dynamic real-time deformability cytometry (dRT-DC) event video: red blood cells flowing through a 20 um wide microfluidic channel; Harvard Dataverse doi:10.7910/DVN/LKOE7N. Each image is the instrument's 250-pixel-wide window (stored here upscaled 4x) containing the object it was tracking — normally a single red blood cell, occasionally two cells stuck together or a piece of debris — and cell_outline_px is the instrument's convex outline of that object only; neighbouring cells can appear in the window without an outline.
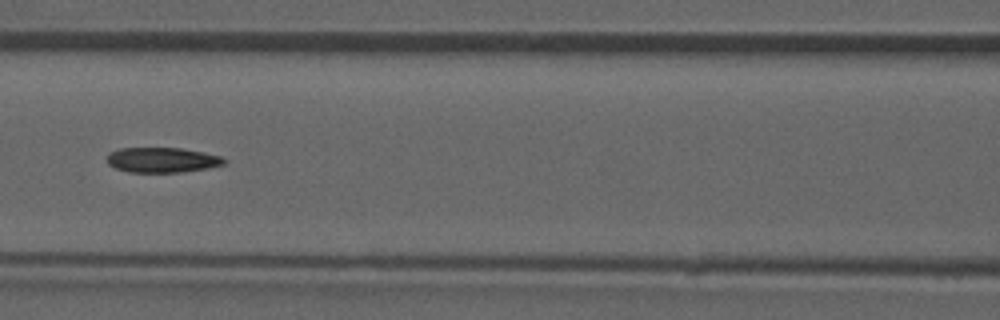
{"species": "common noctule bat (a hibernating species)", "species_latin": "Nyctalus noctula", "temperature_condition": "room temperature", "stored_images_in_passage": 52, "camera_frame_rate_fps": 3000, "um_per_image_px": 0.085, "animal": {"sex": "male", "forearm_length_mm": 52.5}, "frame": {"image": 1, "passage_image": 23, "time_ms": 7.333, "image_size_px": [1000, 320], "cell_outline_px": [[228, 160], [224, 164], [208, 168], [180, 172], [128, 172], [116, 168], [108, 164], [108, 152], [120, 148], [180, 148], [204, 152], [220, 156]], "centroid_in_image_um": [13.79, 13.59], "position_along_channel_um": 152.8, "area_um2": 17.11}, "authors_computed_cell_mechanics": {"area_um2": 18.0047, "velocity_mm_per_s": 3.9342, "shape_relaxation_time_tau1_ms": null, "shape_relaxation_time_tau2_ms": 10.4802, "deformation_change_tau1": null, "deformation_change_tau2": 0.1893}}